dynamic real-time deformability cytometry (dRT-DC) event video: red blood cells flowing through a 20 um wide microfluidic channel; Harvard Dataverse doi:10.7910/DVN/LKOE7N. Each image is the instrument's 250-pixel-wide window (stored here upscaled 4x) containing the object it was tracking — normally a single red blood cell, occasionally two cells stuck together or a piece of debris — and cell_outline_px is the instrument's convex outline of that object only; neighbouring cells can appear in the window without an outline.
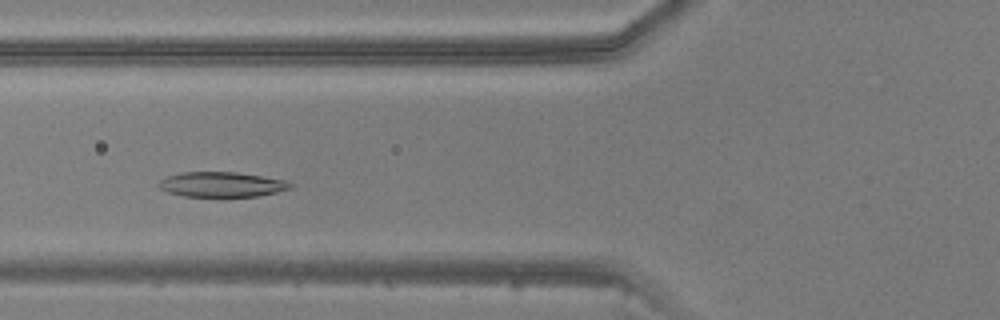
{"species": "common noctule bat (a hibernating species)", "species_latin": "Nyctalus noctula", "temperature_condition": "warm", "stored_images_in_passage": 25, "camera_frame_rate_fps": 3000, "um_per_image_px": 0.085, "animal": {"sex": "male", "body_mass_g": 20.5, "forearm_length_mm": 52.5}, "frame": {"image": 1, "passage_image": 6, "time_ms": 1.667, "image_size_px": [1000, 320], "cell_outline_px": [[292, 188], [276, 192], [256, 196], [184, 196], [168, 192], [160, 188], [156, 184], [160, 180], [168, 176], [180, 172], [236, 172], [284, 180], [292, 184]], "centroid_in_image_um": [18.8, 15.67], "position_along_channel_um": 107.0, "area_um2": 18.96}}
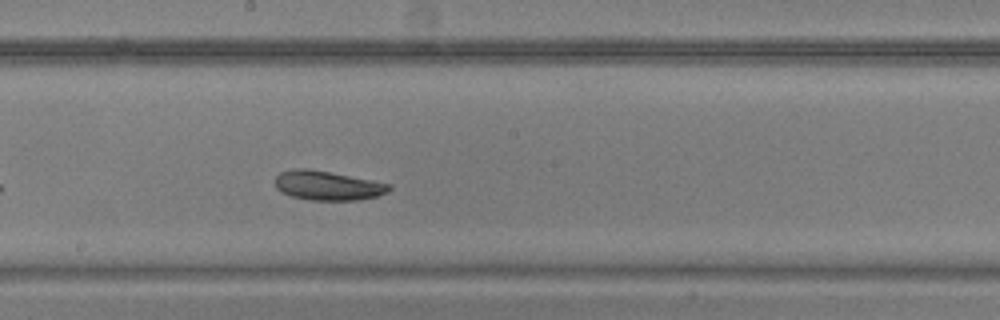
{"frame": {"image": 2, "passage_image": 14, "time_ms": 4.333, "image_size_px": [1000, 320], "cell_outline_px": [[392, 188], [388, 192], [376, 196], [360, 200], [312, 200], [292, 196], [280, 192], [276, 188], [276, 176], [280, 172], [296, 168], [308, 168], [392, 184]], "centroid_in_image_um": [27.85, 15.77], "position_along_channel_um": 220.3, "area_um2": 19.42}}
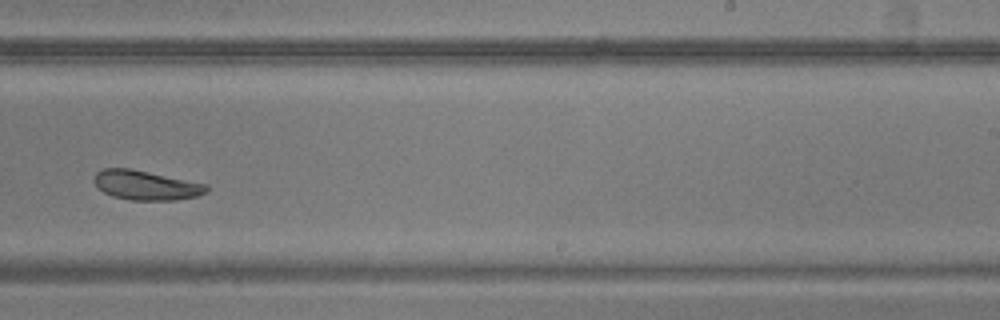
{"frame": {"image": 3, "passage_image": 18, "time_ms": 5.667, "image_size_px": [1000, 320], "cell_outline_px": [[208, 192], [196, 196], [176, 200], [132, 200], [112, 196], [104, 192], [92, 180], [92, 176], [96, 172], [104, 168], [132, 168], [208, 184]], "centroid_in_image_um": [12.41, 15.73], "position_along_channel_um": 276.6, "area_um2": 19.48}}